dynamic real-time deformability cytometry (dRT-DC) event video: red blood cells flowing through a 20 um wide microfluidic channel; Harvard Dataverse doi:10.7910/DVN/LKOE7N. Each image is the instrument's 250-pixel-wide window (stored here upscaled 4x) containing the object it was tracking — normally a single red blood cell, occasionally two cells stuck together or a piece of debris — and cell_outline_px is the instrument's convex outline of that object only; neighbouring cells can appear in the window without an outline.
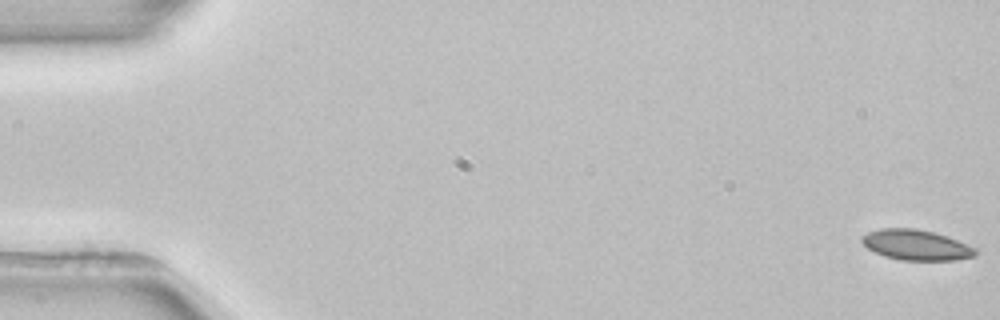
{"species": "common noctule bat (a hibernating species)", "species_latin": "Nyctalus noctula", "temperature_condition": "room temperature", "stored_images_in_passage": 4, "camera_frame_rate_fps": 3000, "um_per_image_px": 0.085, "animal": {"sex": "female", "body_mass_g": 22.7, "forearm_length_mm": 54.2}, "frame": {"image": 1, "passage_image": 1, "time_ms": 0.0, "image_size_px": [1000, 320], "cell_outline_px": [[976, 256], [956, 260], [900, 260], [884, 256], [868, 248], [860, 240], [860, 236], [868, 232], [880, 228], [916, 228], [932, 232], [956, 240], [976, 248]], "centroid_in_image_um": [77.84, 20.82], "position_along_channel_um": 7.2, "area_um2": 20.0}}
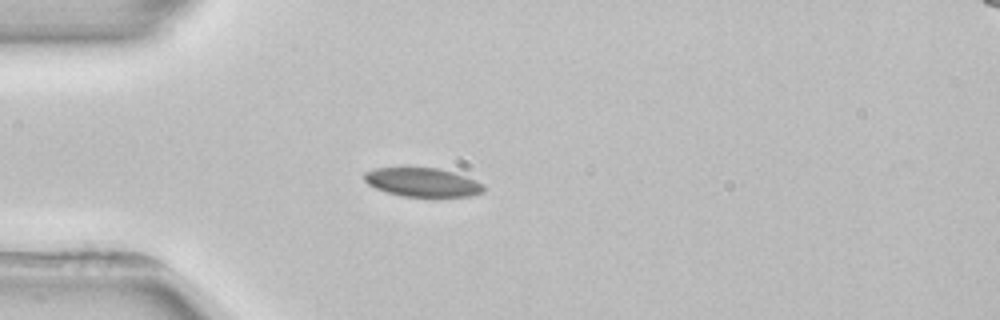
{"frame": {"image": 2, "passage_image": 4, "time_ms": 4.667, "image_size_px": [1000, 320], "cell_outline_px": [[484, 192], [472, 196], [404, 196], [388, 192], [376, 188], [368, 184], [364, 180], [364, 172], [376, 168], [440, 168], [476, 180], [484, 184]], "centroid_in_image_um": [35.93, 15.49], "position_along_channel_um": 49.1, "area_um2": 19.83}}